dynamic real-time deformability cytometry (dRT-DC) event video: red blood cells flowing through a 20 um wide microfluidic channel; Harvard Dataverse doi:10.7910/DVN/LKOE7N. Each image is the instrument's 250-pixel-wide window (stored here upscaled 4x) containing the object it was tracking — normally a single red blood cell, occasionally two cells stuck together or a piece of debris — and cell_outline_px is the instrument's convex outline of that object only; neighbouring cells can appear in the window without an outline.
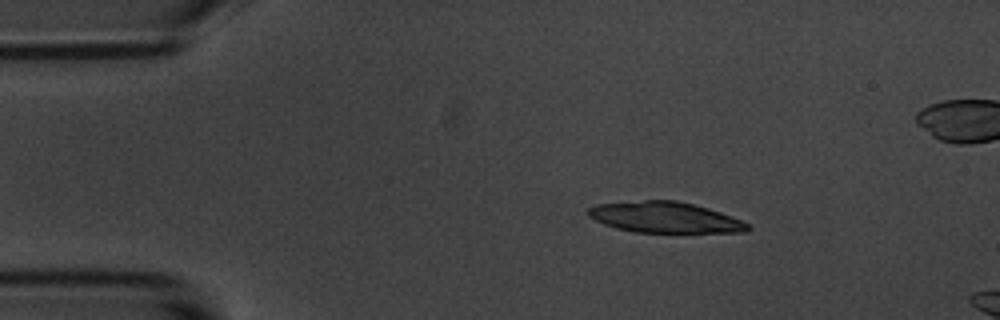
{"species": "common noctule bat (a hibernating species)", "species_latin": "Nyctalus noctula", "temperature_condition": "room temperature", "stored_images_in_passage": 8, "camera_frame_rate_fps": 3000, "um_per_image_px": 0.085, "animal": {"sex": "male", "body_mass_g": 20.1, "forearm_length_mm": 53.5}, "frame": {"image": 1, "passage_image": 1, "time_ms": 0.0, "image_size_px": [1000, 320], "cell_outline_px": [[752, 228], [748, 232], [636, 232], [616, 228], [604, 224], [588, 216], [588, 208], [596, 204], [644, 200], [676, 200], [708, 208], [732, 216], [748, 224]], "centroid_in_image_um": [56.52, 18.47], "position_along_channel_um": 28.5, "area_um2": 28.55}}